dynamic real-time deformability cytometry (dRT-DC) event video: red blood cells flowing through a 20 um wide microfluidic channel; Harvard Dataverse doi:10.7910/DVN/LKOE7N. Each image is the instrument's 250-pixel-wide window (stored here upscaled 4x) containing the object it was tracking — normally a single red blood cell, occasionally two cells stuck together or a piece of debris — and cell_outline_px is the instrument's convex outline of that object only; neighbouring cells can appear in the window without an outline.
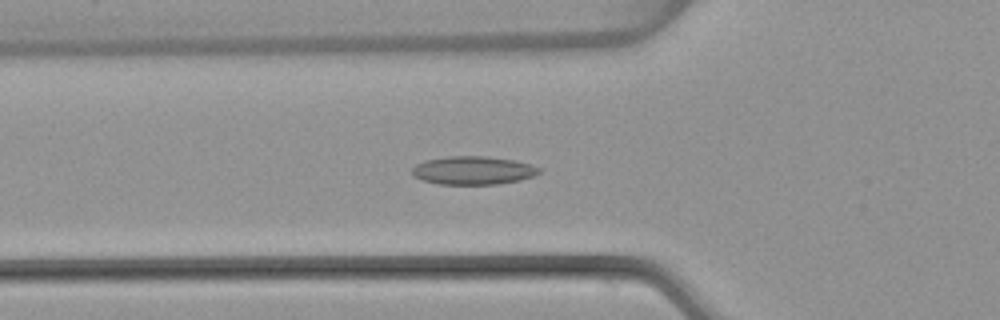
{"species": "common noctule bat (a hibernating species)", "species_latin": "Nyctalus noctula", "temperature_condition": "warm", "stored_images_in_passage": 38, "camera_frame_rate_fps": 3000, "um_per_image_px": 0.085, "animal": {"sex": "female", "body_mass_g": 22.7, "forearm_length_mm": 54.2}, "frame": {"image": 1, "passage_image": 11, "time_ms": 3.333, "image_size_px": [1000, 320], "cell_outline_px": [[540, 172], [532, 176], [520, 180], [496, 184], [440, 184], [424, 180], [412, 176], [412, 168], [416, 164], [424, 160], [448, 156], [484, 156], [516, 160], [532, 164], [540, 168]], "centroid_in_image_um": [40.21, 14.47], "position_along_channel_um": 85.6, "area_um2": 20.98}}
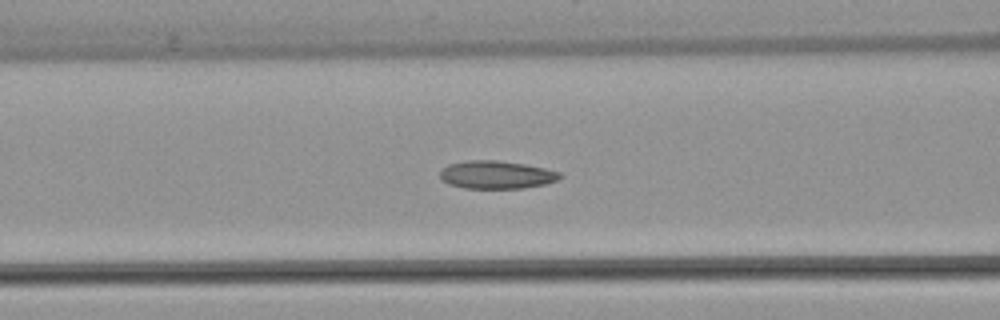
{"frame": {"image": 2, "passage_image": 14, "time_ms": 4.333, "image_size_px": [1000, 320], "cell_outline_px": [[564, 176], [556, 180], [544, 184], [524, 188], [464, 188], [448, 184], [440, 176], [440, 172], [448, 164], [464, 160], [496, 160], [524, 164], [544, 168], [560, 172]], "centroid_in_image_um": [42.19, 14.85], "position_along_channel_um": 124.4, "area_um2": 19.48}}
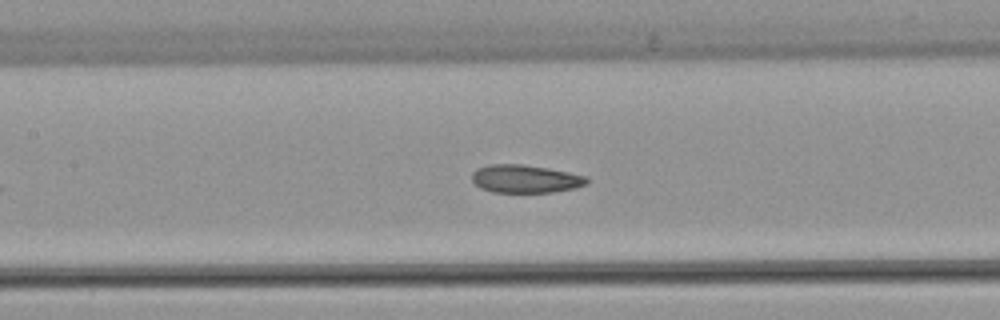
{"frame": {"image": 3, "passage_image": 17, "time_ms": 5.333, "image_size_px": [1000, 320], "cell_outline_px": [[588, 184], [576, 188], [552, 192], [492, 192], [480, 188], [472, 180], [472, 172], [476, 168], [488, 164], [524, 164], [548, 168], [588, 176]], "centroid_in_image_um": [44.66, 15.19], "position_along_channel_um": 162.7, "area_um2": 18.96}, "authors_computed_cell_mechanics": {"area_um2": 19.4208, "velocity_mm_per_s": 3.8349, "shape_relaxation_time_tau1_ms": null, "shape_relaxation_time_tau2_ms": 2.3393, "deformation_change_tau1": null, "deformation_change_tau2": 0.0976}}